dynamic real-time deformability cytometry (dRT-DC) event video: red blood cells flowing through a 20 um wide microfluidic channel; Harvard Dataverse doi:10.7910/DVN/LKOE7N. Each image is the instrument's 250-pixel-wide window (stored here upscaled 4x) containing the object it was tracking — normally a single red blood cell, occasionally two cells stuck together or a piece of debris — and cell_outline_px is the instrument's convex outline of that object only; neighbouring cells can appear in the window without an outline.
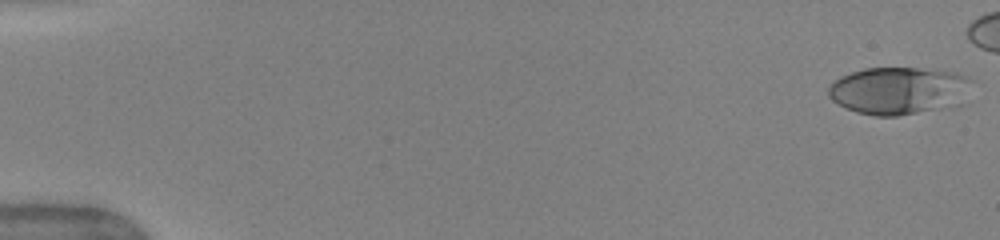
{"species": "human", "species_latin": "Homo sapiens", "temperature_condition": "warm", "stored_images_in_passage": 45, "camera_frame_rate_fps": 3000, "um_per_image_px": 0.085, "donor": {"sex": "female"}, "frame": {"image": 1, "passage_image": 1, "time_ms": 0.0, "image_size_px": [1000, 240], "cell_outline_px": [[972, 80], [932, 108], [916, 112], [896, 116], [876, 116], [856, 112], [832, 100], [828, 96], [828, 88], [840, 76], [864, 68], [916, 68], [956, 72], [968, 76]], "centroid_in_image_um": [76.06, 7.64], "position_along_channel_um": 8.9, "area_um2": 36.76}}
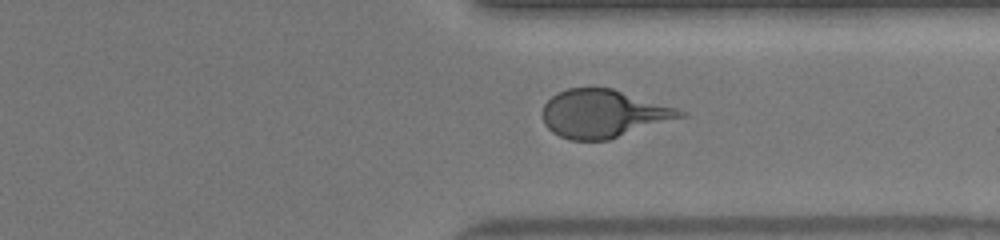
{"frame": {"image": 2, "passage_image": 39, "time_ms": 12.667, "image_size_px": [1000, 240], "cell_outline_px": [[688, 116], [608, 140], [572, 140], [560, 136], [552, 132], [544, 124], [544, 104], [556, 92], [568, 88], [612, 88], [676, 108], [688, 112]], "centroid_in_image_um": [51.31, 9.67], "position_along_channel_um": 360.1, "area_um2": 38.38}}